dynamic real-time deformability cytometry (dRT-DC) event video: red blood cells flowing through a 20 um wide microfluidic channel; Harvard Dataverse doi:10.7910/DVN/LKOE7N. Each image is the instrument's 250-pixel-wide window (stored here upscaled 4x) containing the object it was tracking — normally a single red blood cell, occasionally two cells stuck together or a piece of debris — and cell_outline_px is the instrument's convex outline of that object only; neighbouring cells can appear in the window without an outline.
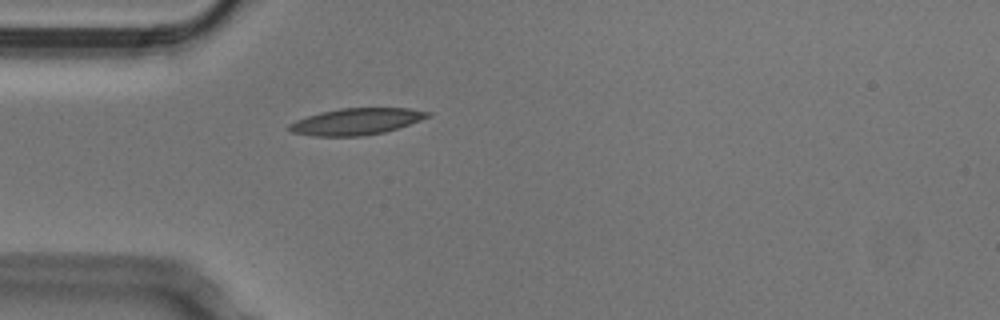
{"species": "Egyptian fruit bat (a non-hibernating species)", "species_latin": "Rousettus aegyptiacus", "temperature_condition": "cold", "stored_images_in_passage": 35, "camera_frame_rate_fps": 3000, "um_per_image_px": 0.085, "animal": {"sex": "male"}, "frame": {"image": 1, "passage_image": 1, "time_ms": 0.0, "image_size_px": [1000, 320], "cell_outline_px": [[432, 116], [384, 132], [360, 136], [312, 136], [292, 132], [288, 128], [288, 124], [296, 120], [320, 112], [340, 108], [408, 108], [432, 112]], "centroid_in_image_um": [30.28, 10.32], "position_along_channel_um": 54.7, "area_um2": 21.33}}
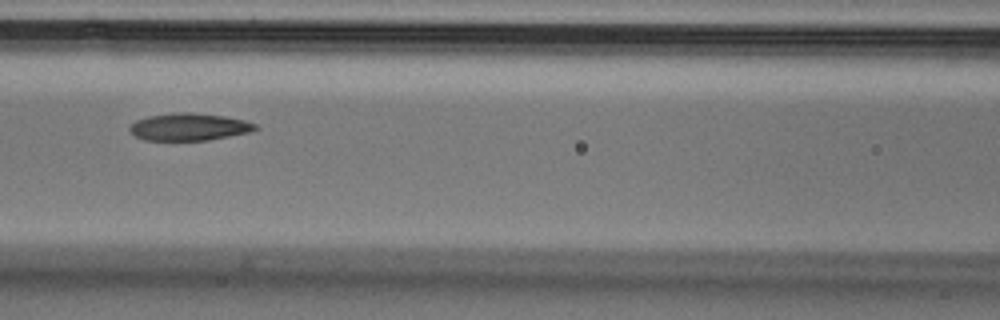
{"frame": {"image": 2, "passage_image": 9, "time_ms": 2.667, "image_size_px": [1000, 320], "cell_outline_px": [[260, 128], [248, 132], [208, 140], [144, 140], [136, 136], [128, 128], [136, 120], [148, 116], [176, 112], [192, 112], [224, 116], [244, 120], [256, 124]], "centroid_in_image_um": [16.07, 10.78], "position_along_channel_um": 150.5, "area_um2": 19.88}}
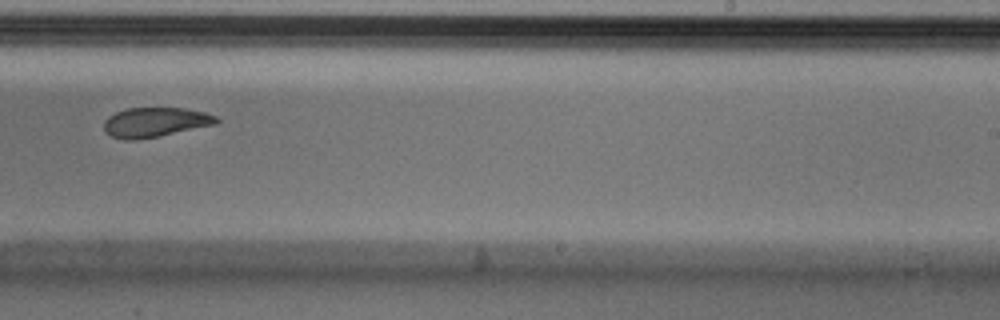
{"frame": {"image": 3, "passage_image": 19, "time_ms": 6.0, "image_size_px": [1000, 320], "cell_outline_px": [[220, 120], [216, 124], [160, 136], [136, 140], [124, 140], [112, 136], [104, 132], [104, 120], [108, 116], [124, 108], [184, 108], [204, 112], [216, 116]], "centroid_in_image_um": [13.16, 10.39], "position_along_channel_um": 275.8, "area_um2": 19.54}, "authors_computed_cell_mechanics": {"area_um2": 20.6924, "velocity_mm_per_s": 3.7659, "shape_relaxation_time_tau1_ms": 4.5756, "shape_relaxation_time_tau2_ms": 3.216, "deformation_change_tau1": 0.1295, "deformation_change_tau2": 0.0859}}